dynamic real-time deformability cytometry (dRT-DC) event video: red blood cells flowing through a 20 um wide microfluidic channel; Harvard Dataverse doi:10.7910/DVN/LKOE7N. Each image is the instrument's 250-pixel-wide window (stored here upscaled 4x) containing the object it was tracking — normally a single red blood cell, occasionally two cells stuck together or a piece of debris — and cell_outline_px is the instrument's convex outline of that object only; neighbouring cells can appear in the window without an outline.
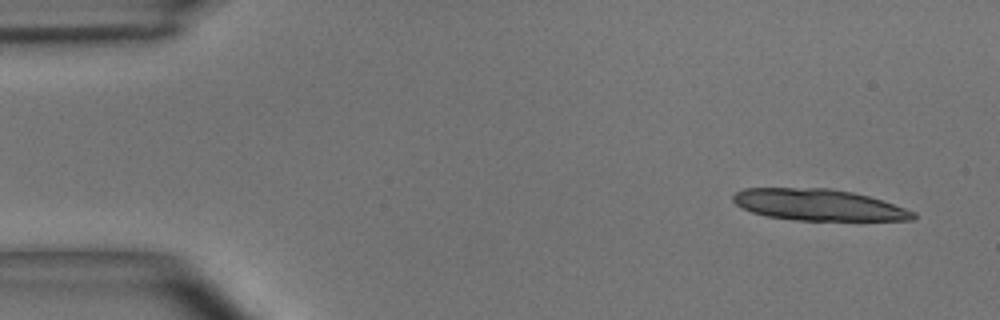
{"species": "common noctule bat (a hibernating species)", "species_latin": "Nyctalus noctula", "temperature_condition": "room temperature", "stored_images_in_passage": 18, "camera_frame_rate_fps": 3000, "um_per_image_px": 0.085, "animal": {"sex": "male", "body_mass_g": 15.6}, "frame": {"image": 1, "passage_image": 3, "time_ms": 0.667, "image_size_px": [1000, 320], "cell_outline_px": [[916, 216], [912, 220], [796, 220], [764, 216], [752, 212], [736, 204], [732, 200], [732, 196], [736, 192], [744, 188], [828, 188], [852, 192], [868, 196], [916, 212]], "centroid_in_image_um": [69.53, 17.41], "position_along_channel_um": 15.5, "area_um2": 32.71}}
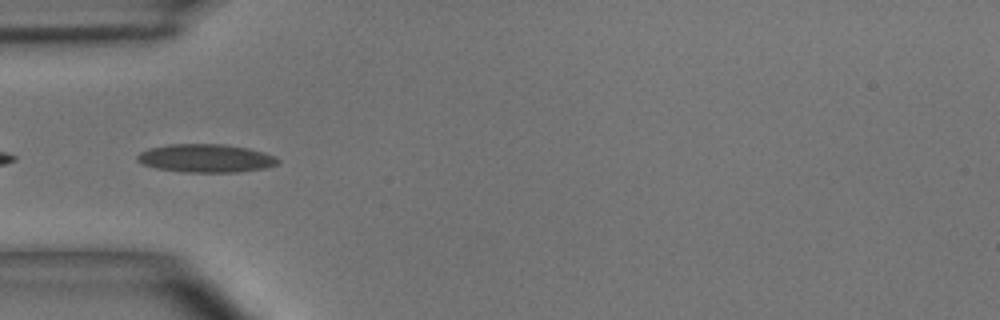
{"frame": {"image": 2, "passage_image": 15, "time_ms": 4.667, "image_size_px": [1000, 320], "cell_outline_px": [[280, 164], [264, 168], [240, 172], [180, 172], [156, 168], [144, 164], [136, 160], [136, 156], [140, 152], [148, 148], [168, 144], [224, 144], [248, 148], [264, 152], [276, 156], [280, 160]], "centroid_in_image_um": [17.51, 13.45], "position_along_channel_um": 67.5, "area_um2": 23.41}}